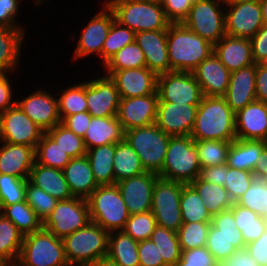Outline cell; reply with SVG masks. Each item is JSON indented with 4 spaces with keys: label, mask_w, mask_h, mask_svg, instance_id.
<instances>
[{
    "label": "cell",
    "mask_w": 267,
    "mask_h": 266,
    "mask_svg": "<svg viewBox=\"0 0 267 266\" xmlns=\"http://www.w3.org/2000/svg\"><path fill=\"white\" fill-rule=\"evenodd\" d=\"M170 72H193L214 52V45L188 29L183 23H171L167 29Z\"/></svg>",
    "instance_id": "cell-1"
},
{
    "label": "cell",
    "mask_w": 267,
    "mask_h": 266,
    "mask_svg": "<svg viewBox=\"0 0 267 266\" xmlns=\"http://www.w3.org/2000/svg\"><path fill=\"white\" fill-rule=\"evenodd\" d=\"M194 140H236L235 113L224 97L204 96L190 135Z\"/></svg>",
    "instance_id": "cell-2"
},
{
    "label": "cell",
    "mask_w": 267,
    "mask_h": 266,
    "mask_svg": "<svg viewBox=\"0 0 267 266\" xmlns=\"http://www.w3.org/2000/svg\"><path fill=\"white\" fill-rule=\"evenodd\" d=\"M115 14V20L135 33L168 29L167 19L161 3L150 0H107Z\"/></svg>",
    "instance_id": "cell-3"
},
{
    "label": "cell",
    "mask_w": 267,
    "mask_h": 266,
    "mask_svg": "<svg viewBox=\"0 0 267 266\" xmlns=\"http://www.w3.org/2000/svg\"><path fill=\"white\" fill-rule=\"evenodd\" d=\"M109 232L94 222L62 239L71 266H91L107 257Z\"/></svg>",
    "instance_id": "cell-4"
},
{
    "label": "cell",
    "mask_w": 267,
    "mask_h": 266,
    "mask_svg": "<svg viewBox=\"0 0 267 266\" xmlns=\"http://www.w3.org/2000/svg\"><path fill=\"white\" fill-rule=\"evenodd\" d=\"M199 156L191 136H171L159 177L189 184L199 177Z\"/></svg>",
    "instance_id": "cell-5"
},
{
    "label": "cell",
    "mask_w": 267,
    "mask_h": 266,
    "mask_svg": "<svg viewBox=\"0 0 267 266\" xmlns=\"http://www.w3.org/2000/svg\"><path fill=\"white\" fill-rule=\"evenodd\" d=\"M87 201L92 222L108 232L125 228L129 213L116 184L98 186Z\"/></svg>",
    "instance_id": "cell-6"
},
{
    "label": "cell",
    "mask_w": 267,
    "mask_h": 266,
    "mask_svg": "<svg viewBox=\"0 0 267 266\" xmlns=\"http://www.w3.org/2000/svg\"><path fill=\"white\" fill-rule=\"evenodd\" d=\"M170 135L155 123L124 132V140L134 149L146 172L162 171Z\"/></svg>",
    "instance_id": "cell-7"
},
{
    "label": "cell",
    "mask_w": 267,
    "mask_h": 266,
    "mask_svg": "<svg viewBox=\"0 0 267 266\" xmlns=\"http://www.w3.org/2000/svg\"><path fill=\"white\" fill-rule=\"evenodd\" d=\"M69 265L62 239L42 228L23 237L19 258L15 266H67Z\"/></svg>",
    "instance_id": "cell-8"
},
{
    "label": "cell",
    "mask_w": 267,
    "mask_h": 266,
    "mask_svg": "<svg viewBox=\"0 0 267 266\" xmlns=\"http://www.w3.org/2000/svg\"><path fill=\"white\" fill-rule=\"evenodd\" d=\"M222 4V0H196L182 23L214 45L226 35L225 8Z\"/></svg>",
    "instance_id": "cell-9"
},
{
    "label": "cell",
    "mask_w": 267,
    "mask_h": 266,
    "mask_svg": "<svg viewBox=\"0 0 267 266\" xmlns=\"http://www.w3.org/2000/svg\"><path fill=\"white\" fill-rule=\"evenodd\" d=\"M183 184L161 177L156 179L151 212L158 226L177 232L183 224L180 210Z\"/></svg>",
    "instance_id": "cell-10"
},
{
    "label": "cell",
    "mask_w": 267,
    "mask_h": 266,
    "mask_svg": "<svg viewBox=\"0 0 267 266\" xmlns=\"http://www.w3.org/2000/svg\"><path fill=\"white\" fill-rule=\"evenodd\" d=\"M206 248L218 263H222L237 249L246 248L242 233L237 228L230 209L212 215Z\"/></svg>",
    "instance_id": "cell-11"
},
{
    "label": "cell",
    "mask_w": 267,
    "mask_h": 266,
    "mask_svg": "<svg viewBox=\"0 0 267 266\" xmlns=\"http://www.w3.org/2000/svg\"><path fill=\"white\" fill-rule=\"evenodd\" d=\"M90 222L87 199L72 197L57 202L52 213L43 222V228L63 239Z\"/></svg>",
    "instance_id": "cell-12"
},
{
    "label": "cell",
    "mask_w": 267,
    "mask_h": 266,
    "mask_svg": "<svg viewBox=\"0 0 267 266\" xmlns=\"http://www.w3.org/2000/svg\"><path fill=\"white\" fill-rule=\"evenodd\" d=\"M159 102L199 105L204 95L192 72H167L158 75Z\"/></svg>",
    "instance_id": "cell-13"
},
{
    "label": "cell",
    "mask_w": 267,
    "mask_h": 266,
    "mask_svg": "<svg viewBox=\"0 0 267 266\" xmlns=\"http://www.w3.org/2000/svg\"><path fill=\"white\" fill-rule=\"evenodd\" d=\"M43 133L17 104L0 114V141L36 149Z\"/></svg>",
    "instance_id": "cell-14"
},
{
    "label": "cell",
    "mask_w": 267,
    "mask_h": 266,
    "mask_svg": "<svg viewBox=\"0 0 267 266\" xmlns=\"http://www.w3.org/2000/svg\"><path fill=\"white\" fill-rule=\"evenodd\" d=\"M227 6L225 10L226 35L251 39L264 25L260 1Z\"/></svg>",
    "instance_id": "cell-15"
},
{
    "label": "cell",
    "mask_w": 267,
    "mask_h": 266,
    "mask_svg": "<svg viewBox=\"0 0 267 266\" xmlns=\"http://www.w3.org/2000/svg\"><path fill=\"white\" fill-rule=\"evenodd\" d=\"M158 174L145 172L116 183L129 215L151 211L153 189Z\"/></svg>",
    "instance_id": "cell-16"
},
{
    "label": "cell",
    "mask_w": 267,
    "mask_h": 266,
    "mask_svg": "<svg viewBox=\"0 0 267 266\" xmlns=\"http://www.w3.org/2000/svg\"><path fill=\"white\" fill-rule=\"evenodd\" d=\"M103 9L98 12L89 21L79 36L78 45L75 49L74 59L78 60L96 53L102 58V48L111 28L112 22L115 20L113 10L105 2Z\"/></svg>",
    "instance_id": "cell-17"
},
{
    "label": "cell",
    "mask_w": 267,
    "mask_h": 266,
    "mask_svg": "<svg viewBox=\"0 0 267 266\" xmlns=\"http://www.w3.org/2000/svg\"><path fill=\"white\" fill-rule=\"evenodd\" d=\"M120 99L119 91L108 75L86 82V101L91 116H117Z\"/></svg>",
    "instance_id": "cell-18"
},
{
    "label": "cell",
    "mask_w": 267,
    "mask_h": 266,
    "mask_svg": "<svg viewBox=\"0 0 267 266\" xmlns=\"http://www.w3.org/2000/svg\"><path fill=\"white\" fill-rule=\"evenodd\" d=\"M158 93L146 96L121 98L117 119L125 131L154 124L157 117Z\"/></svg>",
    "instance_id": "cell-19"
},
{
    "label": "cell",
    "mask_w": 267,
    "mask_h": 266,
    "mask_svg": "<svg viewBox=\"0 0 267 266\" xmlns=\"http://www.w3.org/2000/svg\"><path fill=\"white\" fill-rule=\"evenodd\" d=\"M198 105L158 102L155 124L170 136H190Z\"/></svg>",
    "instance_id": "cell-20"
},
{
    "label": "cell",
    "mask_w": 267,
    "mask_h": 266,
    "mask_svg": "<svg viewBox=\"0 0 267 266\" xmlns=\"http://www.w3.org/2000/svg\"><path fill=\"white\" fill-rule=\"evenodd\" d=\"M114 81L120 98H133L155 94L158 75L147 67L106 72Z\"/></svg>",
    "instance_id": "cell-21"
},
{
    "label": "cell",
    "mask_w": 267,
    "mask_h": 266,
    "mask_svg": "<svg viewBox=\"0 0 267 266\" xmlns=\"http://www.w3.org/2000/svg\"><path fill=\"white\" fill-rule=\"evenodd\" d=\"M16 104L44 132L61 122L58 113L57 97L45 90L38 89Z\"/></svg>",
    "instance_id": "cell-22"
},
{
    "label": "cell",
    "mask_w": 267,
    "mask_h": 266,
    "mask_svg": "<svg viewBox=\"0 0 267 266\" xmlns=\"http://www.w3.org/2000/svg\"><path fill=\"white\" fill-rule=\"evenodd\" d=\"M135 42L143 51L149 70L157 75L170 72L167 29L137 32Z\"/></svg>",
    "instance_id": "cell-23"
},
{
    "label": "cell",
    "mask_w": 267,
    "mask_h": 266,
    "mask_svg": "<svg viewBox=\"0 0 267 266\" xmlns=\"http://www.w3.org/2000/svg\"><path fill=\"white\" fill-rule=\"evenodd\" d=\"M236 139L264 140L267 135V103L254 101L235 113Z\"/></svg>",
    "instance_id": "cell-24"
},
{
    "label": "cell",
    "mask_w": 267,
    "mask_h": 266,
    "mask_svg": "<svg viewBox=\"0 0 267 266\" xmlns=\"http://www.w3.org/2000/svg\"><path fill=\"white\" fill-rule=\"evenodd\" d=\"M204 96L223 97L228 89L231 72L214 52L192 72Z\"/></svg>",
    "instance_id": "cell-25"
},
{
    "label": "cell",
    "mask_w": 267,
    "mask_h": 266,
    "mask_svg": "<svg viewBox=\"0 0 267 266\" xmlns=\"http://www.w3.org/2000/svg\"><path fill=\"white\" fill-rule=\"evenodd\" d=\"M255 77L256 63L231 72L228 89L223 97L234 113L256 101Z\"/></svg>",
    "instance_id": "cell-26"
},
{
    "label": "cell",
    "mask_w": 267,
    "mask_h": 266,
    "mask_svg": "<svg viewBox=\"0 0 267 266\" xmlns=\"http://www.w3.org/2000/svg\"><path fill=\"white\" fill-rule=\"evenodd\" d=\"M214 54L221 63L234 72L254 64L251 40L225 35L214 44Z\"/></svg>",
    "instance_id": "cell-27"
},
{
    "label": "cell",
    "mask_w": 267,
    "mask_h": 266,
    "mask_svg": "<svg viewBox=\"0 0 267 266\" xmlns=\"http://www.w3.org/2000/svg\"><path fill=\"white\" fill-rule=\"evenodd\" d=\"M0 174L28 179L35 163V148L0 141Z\"/></svg>",
    "instance_id": "cell-28"
},
{
    "label": "cell",
    "mask_w": 267,
    "mask_h": 266,
    "mask_svg": "<svg viewBox=\"0 0 267 266\" xmlns=\"http://www.w3.org/2000/svg\"><path fill=\"white\" fill-rule=\"evenodd\" d=\"M62 171L74 197L87 199L98 187L86 155L72 158Z\"/></svg>",
    "instance_id": "cell-29"
},
{
    "label": "cell",
    "mask_w": 267,
    "mask_h": 266,
    "mask_svg": "<svg viewBox=\"0 0 267 266\" xmlns=\"http://www.w3.org/2000/svg\"><path fill=\"white\" fill-rule=\"evenodd\" d=\"M124 140V130L117 117H93L83 137L86 150L116 144Z\"/></svg>",
    "instance_id": "cell-30"
},
{
    "label": "cell",
    "mask_w": 267,
    "mask_h": 266,
    "mask_svg": "<svg viewBox=\"0 0 267 266\" xmlns=\"http://www.w3.org/2000/svg\"><path fill=\"white\" fill-rule=\"evenodd\" d=\"M28 180L58 201L74 197L61 169L43 166L35 161Z\"/></svg>",
    "instance_id": "cell-31"
},
{
    "label": "cell",
    "mask_w": 267,
    "mask_h": 266,
    "mask_svg": "<svg viewBox=\"0 0 267 266\" xmlns=\"http://www.w3.org/2000/svg\"><path fill=\"white\" fill-rule=\"evenodd\" d=\"M25 29L0 27V73L17 69L21 57Z\"/></svg>",
    "instance_id": "cell-32"
},
{
    "label": "cell",
    "mask_w": 267,
    "mask_h": 266,
    "mask_svg": "<svg viewBox=\"0 0 267 266\" xmlns=\"http://www.w3.org/2000/svg\"><path fill=\"white\" fill-rule=\"evenodd\" d=\"M265 146L264 140L236 139L229 147L226 164L231 168L253 172Z\"/></svg>",
    "instance_id": "cell-33"
},
{
    "label": "cell",
    "mask_w": 267,
    "mask_h": 266,
    "mask_svg": "<svg viewBox=\"0 0 267 266\" xmlns=\"http://www.w3.org/2000/svg\"><path fill=\"white\" fill-rule=\"evenodd\" d=\"M86 156L98 186L116 184L113 168L115 144H107L87 149Z\"/></svg>",
    "instance_id": "cell-34"
},
{
    "label": "cell",
    "mask_w": 267,
    "mask_h": 266,
    "mask_svg": "<svg viewBox=\"0 0 267 266\" xmlns=\"http://www.w3.org/2000/svg\"><path fill=\"white\" fill-rule=\"evenodd\" d=\"M107 257L120 266H139L138 241L123 230L109 232Z\"/></svg>",
    "instance_id": "cell-35"
},
{
    "label": "cell",
    "mask_w": 267,
    "mask_h": 266,
    "mask_svg": "<svg viewBox=\"0 0 267 266\" xmlns=\"http://www.w3.org/2000/svg\"><path fill=\"white\" fill-rule=\"evenodd\" d=\"M0 213L9 219L24 236L43 228V221L25 200L11 205H0Z\"/></svg>",
    "instance_id": "cell-36"
},
{
    "label": "cell",
    "mask_w": 267,
    "mask_h": 266,
    "mask_svg": "<svg viewBox=\"0 0 267 266\" xmlns=\"http://www.w3.org/2000/svg\"><path fill=\"white\" fill-rule=\"evenodd\" d=\"M113 168L116 183L146 172L139 156L125 140L115 144Z\"/></svg>",
    "instance_id": "cell-37"
},
{
    "label": "cell",
    "mask_w": 267,
    "mask_h": 266,
    "mask_svg": "<svg viewBox=\"0 0 267 266\" xmlns=\"http://www.w3.org/2000/svg\"><path fill=\"white\" fill-rule=\"evenodd\" d=\"M24 235L0 213V259L7 265H15L21 251Z\"/></svg>",
    "instance_id": "cell-38"
},
{
    "label": "cell",
    "mask_w": 267,
    "mask_h": 266,
    "mask_svg": "<svg viewBox=\"0 0 267 266\" xmlns=\"http://www.w3.org/2000/svg\"><path fill=\"white\" fill-rule=\"evenodd\" d=\"M202 198L211 215L223 212L231 208L233 202L224 186L205 182L197 177L189 183Z\"/></svg>",
    "instance_id": "cell-39"
},
{
    "label": "cell",
    "mask_w": 267,
    "mask_h": 266,
    "mask_svg": "<svg viewBox=\"0 0 267 266\" xmlns=\"http://www.w3.org/2000/svg\"><path fill=\"white\" fill-rule=\"evenodd\" d=\"M233 212L237 228L241 231L245 245L257 240L267 229V219L254 211L233 203Z\"/></svg>",
    "instance_id": "cell-40"
},
{
    "label": "cell",
    "mask_w": 267,
    "mask_h": 266,
    "mask_svg": "<svg viewBox=\"0 0 267 266\" xmlns=\"http://www.w3.org/2000/svg\"><path fill=\"white\" fill-rule=\"evenodd\" d=\"M180 210L183 223L211 222L212 215L207 210L202 198L190 184H183Z\"/></svg>",
    "instance_id": "cell-41"
},
{
    "label": "cell",
    "mask_w": 267,
    "mask_h": 266,
    "mask_svg": "<svg viewBox=\"0 0 267 266\" xmlns=\"http://www.w3.org/2000/svg\"><path fill=\"white\" fill-rule=\"evenodd\" d=\"M149 239L155 243L160 258H163L167 266L174 265L181 258L182 250L177 232L157 225Z\"/></svg>",
    "instance_id": "cell-42"
},
{
    "label": "cell",
    "mask_w": 267,
    "mask_h": 266,
    "mask_svg": "<svg viewBox=\"0 0 267 266\" xmlns=\"http://www.w3.org/2000/svg\"><path fill=\"white\" fill-rule=\"evenodd\" d=\"M72 158L46 132L35 149V160L43 166L63 169Z\"/></svg>",
    "instance_id": "cell-43"
},
{
    "label": "cell",
    "mask_w": 267,
    "mask_h": 266,
    "mask_svg": "<svg viewBox=\"0 0 267 266\" xmlns=\"http://www.w3.org/2000/svg\"><path fill=\"white\" fill-rule=\"evenodd\" d=\"M60 93L61 95L57 97V100L58 113L61 122L68 116L88 111L86 101V81L68 87Z\"/></svg>",
    "instance_id": "cell-44"
},
{
    "label": "cell",
    "mask_w": 267,
    "mask_h": 266,
    "mask_svg": "<svg viewBox=\"0 0 267 266\" xmlns=\"http://www.w3.org/2000/svg\"><path fill=\"white\" fill-rule=\"evenodd\" d=\"M235 203L267 219V178L253 176L250 188Z\"/></svg>",
    "instance_id": "cell-45"
},
{
    "label": "cell",
    "mask_w": 267,
    "mask_h": 266,
    "mask_svg": "<svg viewBox=\"0 0 267 266\" xmlns=\"http://www.w3.org/2000/svg\"><path fill=\"white\" fill-rule=\"evenodd\" d=\"M106 72L146 67L143 51L134 41L116 52L105 64Z\"/></svg>",
    "instance_id": "cell-46"
},
{
    "label": "cell",
    "mask_w": 267,
    "mask_h": 266,
    "mask_svg": "<svg viewBox=\"0 0 267 266\" xmlns=\"http://www.w3.org/2000/svg\"><path fill=\"white\" fill-rule=\"evenodd\" d=\"M199 156L200 167H212L227 162L232 141L194 140Z\"/></svg>",
    "instance_id": "cell-47"
},
{
    "label": "cell",
    "mask_w": 267,
    "mask_h": 266,
    "mask_svg": "<svg viewBox=\"0 0 267 266\" xmlns=\"http://www.w3.org/2000/svg\"><path fill=\"white\" fill-rule=\"evenodd\" d=\"M135 41V32L122 26L118 21L112 22L107 38L102 48V62L105 64L116 52L125 45Z\"/></svg>",
    "instance_id": "cell-48"
},
{
    "label": "cell",
    "mask_w": 267,
    "mask_h": 266,
    "mask_svg": "<svg viewBox=\"0 0 267 266\" xmlns=\"http://www.w3.org/2000/svg\"><path fill=\"white\" fill-rule=\"evenodd\" d=\"M71 158L86 155L83 138L77 136L61 122L46 132Z\"/></svg>",
    "instance_id": "cell-49"
},
{
    "label": "cell",
    "mask_w": 267,
    "mask_h": 266,
    "mask_svg": "<svg viewBox=\"0 0 267 266\" xmlns=\"http://www.w3.org/2000/svg\"><path fill=\"white\" fill-rule=\"evenodd\" d=\"M211 222L183 223L177 231L181 250L205 247Z\"/></svg>",
    "instance_id": "cell-50"
},
{
    "label": "cell",
    "mask_w": 267,
    "mask_h": 266,
    "mask_svg": "<svg viewBox=\"0 0 267 266\" xmlns=\"http://www.w3.org/2000/svg\"><path fill=\"white\" fill-rule=\"evenodd\" d=\"M25 201L43 222L52 213L58 202L56 198L33 185L28 179L25 189Z\"/></svg>",
    "instance_id": "cell-51"
},
{
    "label": "cell",
    "mask_w": 267,
    "mask_h": 266,
    "mask_svg": "<svg viewBox=\"0 0 267 266\" xmlns=\"http://www.w3.org/2000/svg\"><path fill=\"white\" fill-rule=\"evenodd\" d=\"M157 226L151 211L129 215L123 231L136 241L147 240Z\"/></svg>",
    "instance_id": "cell-52"
},
{
    "label": "cell",
    "mask_w": 267,
    "mask_h": 266,
    "mask_svg": "<svg viewBox=\"0 0 267 266\" xmlns=\"http://www.w3.org/2000/svg\"><path fill=\"white\" fill-rule=\"evenodd\" d=\"M27 179L0 174V205H11L25 200Z\"/></svg>",
    "instance_id": "cell-53"
},
{
    "label": "cell",
    "mask_w": 267,
    "mask_h": 266,
    "mask_svg": "<svg viewBox=\"0 0 267 266\" xmlns=\"http://www.w3.org/2000/svg\"><path fill=\"white\" fill-rule=\"evenodd\" d=\"M253 176V172L227 166L224 188L227 190L233 203H235L250 188Z\"/></svg>",
    "instance_id": "cell-54"
},
{
    "label": "cell",
    "mask_w": 267,
    "mask_h": 266,
    "mask_svg": "<svg viewBox=\"0 0 267 266\" xmlns=\"http://www.w3.org/2000/svg\"><path fill=\"white\" fill-rule=\"evenodd\" d=\"M194 1L196 0H163L161 5L171 23H182L188 17Z\"/></svg>",
    "instance_id": "cell-55"
},
{
    "label": "cell",
    "mask_w": 267,
    "mask_h": 266,
    "mask_svg": "<svg viewBox=\"0 0 267 266\" xmlns=\"http://www.w3.org/2000/svg\"><path fill=\"white\" fill-rule=\"evenodd\" d=\"M139 266H167L160 258L155 243L150 239L138 242Z\"/></svg>",
    "instance_id": "cell-56"
},
{
    "label": "cell",
    "mask_w": 267,
    "mask_h": 266,
    "mask_svg": "<svg viewBox=\"0 0 267 266\" xmlns=\"http://www.w3.org/2000/svg\"><path fill=\"white\" fill-rule=\"evenodd\" d=\"M187 265L217 266L219 263L205 247L182 250L181 258Z\"/></svg>",
    "instance_id": "cell-57"
},
{
    "label": "cell",
    "mask_w": 267,
    "mask_h": 266,
    "mask_svg": "<svg viewBox=\"0 0 267 266\" xmlns=\"http://www.w3.org/2000/svg\"><path fill=\"white\" fill-rule=\"evenodd\" d=\"M19 0H0V27L21 28L15 22L19 11Z\"/></svg>",
    "instance_id": "cell-58"
},
{
    "label": "cell",
    "mask_w": 267,
    "mask_h": 266,
    "mask_svg": "<svg viewBox=\"0 0 267 266\" xmlns=\"http://www.w3.org/2000/svg\"><path fill=\"white\" fill-rule=\"evenodd\" d=\"M250 40L254 62L264 63L267 59V25L264 24Z\"/></svg>",
    "instance_id": "cell-59"
},
{
    "label": "cell",
    "mask_w": 267,
    "mask_h": 266,
    "mask_svg": "<svg viewBox=\"0 0 267 266\" xmlns=\"http://www.w3.org/2000/svg\"><path fill=\"white\" fill-rule=\"evenodd\" d=\"M92 116L87 112L76 113L66 117L61 123L77 136L84 137Z\"/></svg>",
    "instance_id": "cell-60"
},
{
    "label": "cell",
    "mask_w": 267,
    "mask_h": 266,
    "mask_svg": "<svg viewBox=\"0 0 267 266\" xmlns=\"http://www.w3.org/2000/svg\"><path fill=\"white\" fill-rule=\"evenodd\" d=\"M246 249L260 266H267V229L257 240L248 243Z\"/></svg>",
    "instance_id": "cell-61"
},
{
    "label": "cell",
    "mask_w": 267,
    "mask_h": 266,
    "mask_svg": "<svg viewBox=\"0 0 267 266\" xmlns=\"http://www.w3.org/2000/svg\"><path fill=\"white\" fill-rule=\"evenodd\" d=\"M227 174V164L216 165L212 167L201 168L199 178L205 182L213 184L225 185V178Z\"/></svg>",
    "instance_id": "cell-62"
},
{
    "label": "cell",
    "mask_w": 267,
    "mask_h": 266,
    "mask_svg": "<svg viewBox=\"0 0 267 266\" xmlns=\"http://www.w3.org/2000/svg\"><path fill=\"white\" fill-rule=\"evenodd\" d=\"M256 100L267 103V65L264 63L256 64Z\"/></svg>",
    "instance_id": "cell-63"
},
{
    "label": "cell",
    "mask_w": 267,
    "mask_h": 266,
    "mask_svg": "<svg viewBox=\"0 0 267 266\" xmlns=\"http://www.w3.org/2000/svg\"><path fill=\"white\" fill-rule=\"evenodd\" d=\"M11 89L7 73H0V114L16 105V101L12 100L13 93Z\"/></svg>",
    "instance_id": "cell-64"
},
{
    "label": "cell",
    "mask_w": 267,
    "mask_h": 266,
    "mask_svg": "<svg viewBox=\"0 0 267 266\" xmlns=\"http://www.w3.org/2000/svg\"><path fill=\"white\" fill-rule=\"evenodd\" d=\"M222 264L224 266H260L246 248L237 249Z\"/></svg>",
    "instance_id": "cell-65"
},
{
    "label": "cell",
    "mask_w": 267,
    "mask_h": 266,
    "mask_svg": "<svg viewBox=\"0 0 267 266\" xmlns=\"http://www.w3.org/2000/svg\"><path fill=\"white\" fill-rule=\"evenodd\" d=\"M256 177H266L267 176V146H265L257 158V164L253 171Z\"/></svg>",
    "instance_id": "cell-66"
},
{
    "label": "cell",
    "mask_w": 267,
    "mask_h": 266,
    "mask_svg": "<svg viewBox=\"0 0 267 266\" xmlns=\"http://www.w3.org/2000/svg\"><path fill=\"white\" fill-rule=\"evenodd\" d=\"M91 266H120V265L112 261L108 257H104V258H100L98 261L93 263Z\"/></svg>",
    "instance_id": "cell-67"
},
{
    "label": "cell",
    "mask_w": 267,
    "mask_h": 266,
    "mask_svg": "<svg viewBox=\"0 0 267 266\" xmlns=\"http://www.w3.org/2000/svg\"><path fill=\"white\" fill-rule=\"evenodd\" d=\"M264 24L267 25V0H260Z\"/></svg>",
    "instance_id": "cell-68"
},
{
    "label": "cell",
    "mask_w": 267,
    "mask_h": 266,
    "mask_svg": "<svg viewBox=\"0 0 267 266\" xmlns=\"http://www.w3.org/2000/svg\"><path fill=\"white\" fill-rule=\"evenodd\" d=\"M250 1H260V0H222L224 5H233L238 3L250 2Z\"/></svg>",
    "instance_id": "cell-69"
},
{
    "label": "cell",
    "mask_w": 267,
    "mask_h": 266,
    "mask_svg": "<svg viewBox=\"0 0 267 266\" xmlns=\"http://www.w3.org/2000/svg\"><path fill=\"white\" fill-rule=\"evenodd\" d=\"M172 266H196V265H187V263H185L184 261H182L181 259H179L174 265Z\"/></svg>",
    "instance_id": "cell-70"
},
{
    "label": "cell",
    "mask_w": 267,
    "mask_h": 266,
    "mask_svg": "<svg viewBox=\"0 0 267 266\" xmlns=\"http://www.w3.org/2000/svg\"><path fill=\"white\" fill-rule=\"evenodd\" d=\"M0 266H7V264L0 259Z\"/></svg>",
    "instance_id": "cell-71"
},
{
    "label": "cell",
    "mask_w": 267,
    "mask_h": 266,
    "mask_svg": "<svg viewBox=\"0 0 267 266\" xmlns=\"http://www.w3.org/2000/svg\"><path fill=\"white\" fill-rule=\"evenodd\" d=\"M150 1H154V2H159V3H161L163 0H150Z\"/></svg>",
    "instance_id": "cell-72"
},
{
    "label": "cell",
    "mask_w": 267,
    "mask_h": 266,
    "mask_svg": "<svg viewBox=\"0 0 267 266\" xmlns=\"http://www.w3.org/2000/svg\"><path fill=\"white\" fill-rule=\"evenodd\" d=\"M264 143H265V145L267 146V135H266V137H265V139H264Z\"/></svg>",
    "instance_id": "cell-73"
}]
</instances>
